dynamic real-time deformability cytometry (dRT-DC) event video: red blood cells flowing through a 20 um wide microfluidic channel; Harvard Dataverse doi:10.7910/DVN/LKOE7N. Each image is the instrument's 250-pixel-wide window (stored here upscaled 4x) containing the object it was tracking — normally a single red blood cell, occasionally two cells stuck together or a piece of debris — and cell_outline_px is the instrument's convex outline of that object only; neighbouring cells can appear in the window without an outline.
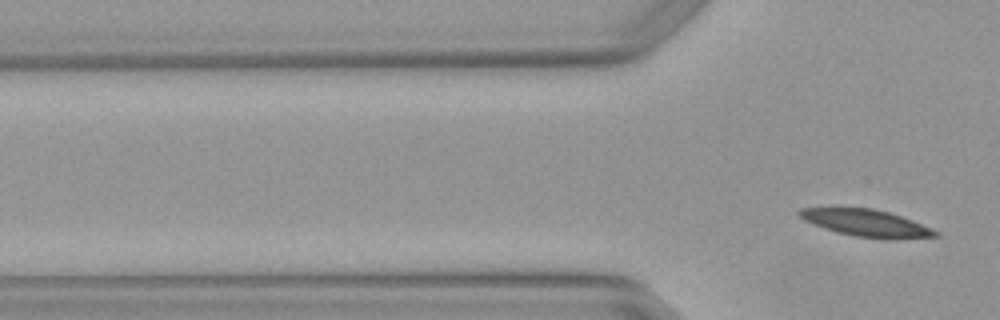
{"species": "Egyptian fruit bat (a non-hibernating species)", "species_latin": "Rousettus aegyptiacus", "temperature_condition": "warm", "stored_images_in_passage": 3, "camera_frame_rate_fps": 3000, "um_per_image_px": 0.085, "animal": {"sex": "female"}, "frame": {"image": 1, "passage_image": 3, "time_ms": 0.667, "image_size_px": [1000, 320], "cell_outline_px": [[940, 236], [892, 240], [884, 240], [852, 236], [836, 232], [824, 228], [804, 220], [796, 212], [800, 208], [832, 204], [872, 208], [888, 212], [912, 220], [932, 228], [940, 232]], "centroid_in_image_um": [73.56, 18.92], "position_along_channel_um": 52.2, "area_um2": 22.66}}